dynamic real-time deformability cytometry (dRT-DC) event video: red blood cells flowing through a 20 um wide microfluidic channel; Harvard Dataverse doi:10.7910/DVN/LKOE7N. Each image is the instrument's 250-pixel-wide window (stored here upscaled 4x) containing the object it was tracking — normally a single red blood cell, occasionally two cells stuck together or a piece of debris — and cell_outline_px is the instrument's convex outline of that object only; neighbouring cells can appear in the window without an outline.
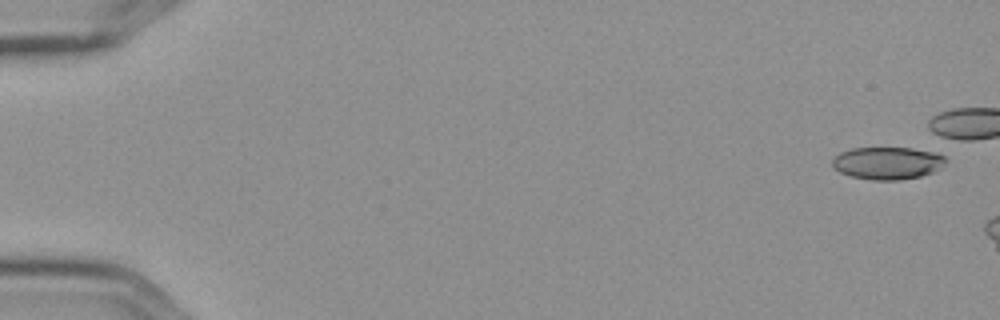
{"species": "Egyptian fruit bat (a non-hibernating species)", "species_latin": "Rousettus aegyptiacus", "temperature_condition": "cold", "stored_images_in_passage": 4, "camera_frame_rate_fps": 3000, "um_per_image_px": 0.085, "frame": {"image": 1, "passage_image": 1, "time_ms": 0.0, "image_size_px": [1000, 320], "cell_outline_px": [[948, 160], [944, 168], [920, 176], [900, 180], [872, 180], [848, 176], [840, 172], [832, 164], [832, 160], [840, 152], [852, 148], [936, 148]], "centroid_in_image_um": [75.56, 13.84], "position_along_channel_um": 9.4, "area_um2": 22.14}}